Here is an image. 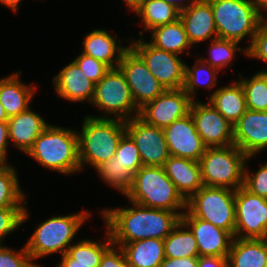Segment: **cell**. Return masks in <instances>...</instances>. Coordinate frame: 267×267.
I'll list each match as a JSON object with an SVG mask.
<instances>
[{
	"instance_id": "1",
	"label": "cell",
	"mask_w": 267,
	"mask_h": 267,
	"mask_svg": "<svg viewBox=\"0 0 267 267\" xmlns=\"http://www.w3.org/2000/svg\"><path fill=\"white\" fill-rule=\"evenodd\" d=\"M131 204V208L126 206L100 211L115 246L121 247L148 238L164 240L179 224L184 213L148 208L133 202Z\"/></svg>"
},
{
	"instance_id": "2",
	"label": "cell",
	"mask_w": 267,
	"mask_h": 267,
	"mask_svg": "<svg viewBox=\"0 0 267 267\" xmlns=\"http://www.w3.org/2000/svg\"><path fill=\"white\" fill-rule=\"evenodd\" d=\"M51 171L73 174L81 171L77 131L49 125L26 153Z\"/></svg>"
},
{
	"instance_id": "3",
	"label": "cell",
	"mask_w": 267,
	"mask_h": 267,
	"mask_svg": "<svg viewBox=\"0 0 267 267\" xmlns=\"http://www.w3.org/2000/svg\"><path fill=\"white\" fill-rule=\"evenodd\" d=\"M83 120L82 131H77L81 171L87 164L95 168L101 162L110 160L126 133L125 121L121 119L87 115Z\"/></svg>"
},
{
	"instance_id": "4",
	"label": "cell",
	"mask_w": 267,
	"mask_h": 267,
	"mask_svg": "<svg viewBox=\"0 0 267 267\" xmlns=\"http://www.w3.org/2000/svg\"><path fill=\"white\" fill-rule=\"evenodd\" d=\"M126 197L131 202L148 208L172 212L187 209V201L162 166H142L134 174V183Z\"/></svg>"
},
{
	"instance_id": "5",
	"label": "cell",
	"mask_w": 267,
	"mask_h": 267,
	"mask_svg": "<svg viewBox=\"0 0 267 267\" xmlns=\"http://www.w3.org/2000/svg\"><path fill=\"white\" fill-rule=\"evenodd\" d=\"M90 215L89 211L83 210L77 214L54 216L40 223L25 244L32 262L53 253L59 252L61 256L66 253Z\"/></svg>"
},
{
	"instance_id": "6",
	"label": "cell",
	"mask_w": 267,
	"mask_h": 267,
	"mask_svg": "<svg viewBox=\"0 0 267 267\" xmlns=\"http://www.w3.org/2000/svg\"><path fill=\"white\" fill-rule=\"evenodd\" d=\"M247 156L234 144L227 147L206 148L199 160L204 186L237 190L244 184Z\"/></svg>"
},
{
	"instance_id": "7",
	"label": "cell",
	"mask_w": 267,
	"mask_h": 267,
	"mask_svg": "<svg viewBox=\"0 0 267 267\" xmlns=\"http://www.w3.org/2000/svg\"><path fill=\"white\" fill-rule=\"evenodd\" d=\"M219 38L241 42L247 35L250 44L263 17L251 0H208Z\"/></svg>"
},
{
	"instance_id": "8",
	"label": "cell",
	"mask_w": 267,
	"mask_h": 267,
	"mask_svg": "<svg viewBox=\"0 0 267 267\" xmlns=\"http://www.w3.org/2000/svg\"><path fill=\"white\" fill-rule=\"evenodd\" d=\"M91 105L96 106L100 111H104L103 116L89 115L93 118L109 119L113 114L114 117L112 118L126 121L139 115V109L136 107L127 80L118 67L111 68L95 84Z\"/></svg>"
},
{
	"instance_id": "9",
	"label": "cell",
	"mask_w": 267,
	"mask_h": 267,
	"mask_svg": "<svg viewBox=\"0 0 267 267\" xmlns=\"http://www.w3.org/2000/svg\"><path fill=\"white\" fill-rule=\"evenodd\" d=\"M187 210L194 217L208 221L234 237L235 190L203 186L187 201Z\"/></svg>"
},
{
	"instance_id": "10",
	"label": "cell",
	"mask_w": 267,
	"mask_h": 267,
	"mask_svg": "<svg viewBox=\"0 0 267 267\" xmlns=\"http://www.w3.org/2000/svg\"><path fill=\"white\" fill-rule=\"evenodd\" d=\"M141 36V37H140ZM132 40L130 47L143 59L148 70L165 89H183L185 81V62L174 53L158 49L142 38Z\"/></svg>"
},
{
	"instance_id": "11",
	"label": "cell",
	"mask_w": 267,
	"mask_h": 267,
	"mask_svg": "<svg viewBox=\"0 0 267 267\" xmlns=\"http://www.w3.org/2000/svg\"><path fill=\"white\" fill-rule=\"evenodd\" d=\"M234 238L267 239V199L243 186L235 191Z\"/></svg>"
},
{
	"instance_id": "12",
	"label": "cell",
	"mask_w": 267,
	"mask_h": 267,
	"mask_svg": "<svg viewBox=\"0 0 267 267\" xmlns=\"http://www.w3.org/2000/svg\"><path fill=\"white\" fill-rule=\"evenodd\" d=\"M118 68L123 73L138 109L156 99L166 89L148 70L143 59L129 46Z\"/></svg>"
},
{
	"instance_id": "13",
	"label": "cell",
	"mask_w": 267,
	"mask_h": 267,
	"mask_svg": "<svg viewBox=\"0 0 267 267\" xmlns=\"http://www.w3.org/2000/svg\"><path fill=\"white\" fill-rule=\"evenodd\" d=\"M126 133L140 153L143 166H164L170 157L162 128L146 123L139 116L125 121Z\"/></svg>"
},
{
	"instance_id": "14",
	"label": "cell",
	"mask_w": 267,
	"mask_h": 267,
	"mask_svg": "<svg viewBox=\"0 0 267 267\" xmlns=\"http://www.w3.org/2000/svg\"><path fill=\"white\" fill-rule=\"evenodd\" d=\"M189 113L207 148L227 147L234 144V126L209 102L192 101Z\"/></svg>"
},
{
	"instance_id": "15",
	"label": "cell",
	"mask_w": 267,
	"mask_h": 267,
	"mask_svg": "<svg viewBox=\"0 0 267 267\" xmlns=\"http://www.w3.org/2000/svg\"><path fill=\"white\" fill-rule=\"evenodd\" d=\"M192 100L183 89H166L153 101L139 109L146 123L164 129L189 114Z\"/></svg>"
},
{
	"instance_id": "16",
	"label": "cell",
	"mask_w": 267,
	"mask_h": 267,
	"mask_svg": "<svg viewBox=\"0 0 267 267\" xmlns=\"http://www.w3.org/2000/svg\"><path fill=\"white\" fill-rule=\"evenodd\" d=\"M163 130L171 156L199 162L207 147L198 134L190 113L174 121Z\"/></svg>"
},
{
	"instance_id": "17",
	"label": "cell",
	"mask_w": 267,
	"mask_h": 267,
	"mask_svg": "<svg viewBox=\"0 0 267 267\" xmlns=\"http://www.w3.org/2000/svg\"><path fill=\"white\" fill-rule=\"evenodd\" d=\"M181 221L191 230L197 242L199 256L228 257L233 236L214 224L194 217L187 209Z\"/></svg>"
},
{
	"instance_id": "18",
	"label": "cell",
	"mask_w": 267,
	"mask_h": 267,
	"mask_svg": "<svg viewBox=\"0 0 267 267\" xmlns=\"http://www.w3.org/2000/svg\"><path fill=\"white\" fill-rule=\"evenodd\" d=\"M233 141L247 156L267 148V111L247 109L234 125Z\"/></svg>"
},
{
	"instance_id": "19",
	"label": "cell",
	"mask_w": 267,
	"mask_h": 267,
	"mask_svg": "<svg viewBox=\"0 0 267 267\" xmlns=\"http://www.w3.org/2000/svg\"><path fill=\"white\" fill-rule=\"evenodd\" d=\"M179 18L192 46L218 37L213 10L208 0H194L189 8L180 12Z\"/></svg>"
},
{
	"instance_id": "20",
	"label": "cell",
	"mask_w": 267,
	"mask_h": 267,
	"mask_svg": "<svg viewBox=\"0 0 267 267\" xmlns=\"http://www.w3.org/2000/svg\"><path fill=\"white\" fill-rule=\"evenodd\" d=\"M52 82L59 97L72 103L87 101L91 104L95 84L85 76L74 61L60 70Z\"/></svg>"
},
{
	"instance_id": "21",
	"label": "cell",
	"mask_w": 267,
	"mask_h": 267,
	"mask_svg": "<svg viewBox=\"0 0 267 267\" xmlns=\"http://www.w3.org/2000/svg\"><path fill=\"white\" fill-rule=\"evenodd\" d=\"M163 167L166 175L186 201L204 186L198 161L170 155Z\"/></svg>"
},
{
	"instance_id": "22",
	"label": "cell",
	"mask_w": 267,
	"mask_h": 267,
	"mask_svg": "<svg viewBox=\"0 0 267 267\" xmlns=\"http://www.w3.org/2000/svg\"><path fill=\"white\" fill-rule=\"evenodd\" d=\"M50 124L30 107L8 119L9 139L14 147L27 153L34 141Z\"/></svg>"
},
{
	"instance_id": "23",
	"label": "cell",
	"mask_w": 267,
	"mask_h": 267,
	"mask_svg": "<svg viewBox=\"0 0 267 267\" xmlns=\"http://www.w3.org/2000/svg\"><path fill=\"white\" fill-rule=\"evenodd\" d=\"M116 40V37L110 35L108 30L95 29L85 36L82 42V53L102 61L110 68H117L123 53L129 46H118L117 44H121V41Z\"/></svg>"
},
{
	"instance_id": "24",
	"label": "cell",
	"mask_w": 267,
	"mask_h": 267,
	"mask_svg": "<svg viewBox=\"0 0 267 267\" xmlns=\"http://www.w3.org/2000/svg\"><path fill=\"white\" fill-rule=\"evenodd\" d=\"M20 74L22 71L0 79V102L8 118L26 111L37 89L34 85L23 83L19 79Z\"/></svg>"
},
{
	"instance_id": "25",
	"label": "cell",
	"mask_w": 267,
	"mask_h": 267,
	"mask_svg": "<svg viewBox=\"0 0 267 267\" xmlns=\"http://www.w3.org/2000/svg\"><path fill=\"white\" fill-rule=\"evenodd\" d=\"M208 102L233 126L247 110L245 93L237 80L212 92Z\"/></svg>"
},
{
	"instance_id": "26",
	"label": "cell",
	"mask_w": 267,
	"mask_h": 267,
	"mask_svg": "<svg viewBox=\"0 0 267 267\" xmlns=\"http://www.w3.org/2000/svg\"><path fill=\"white\" fill-rule=\"evenodd\" d=\"M267 239L233 238L227 257L228 267H265Z\"/></svg>"
},
{
	"instance_id": "27",
	"label": "cell",
	"mask_w": 267,
	"mask_h": 267,
	"mask_svg": "<svg viewBox=\"0 0 267 267\" xmlns=\"http://www.w3.org/2000/svg\"><path fill=\"white\" fill-rule=\"evenodd\" d=\"M130 267H160L165 259L164 240L148 238L120 247Z\"/></svg>"
},
{
	"instance_id": "28",
	"label": "cell",
	"mask_w": 267,
	"mask_h": 267,
	"mask_svg": "<svg viewBox=\"0 0 267 267\" xmlns=\"http://www.w3.org/2000/svg\"><path fill=\"white\" fill-rule=\"evenodd\" d=\"M150 33L152 38L149 43L167 52L185 54V51L192 46L180 18L172 23L153 28Z\"/></svg>"
},
{
	"instance_id": "29",
	"label": "cell",
	"mask_w": 267,
	"mask_h": 267,
	"mask_svg": "<svg viewBox=\"0 0 267 267\" xmlns=\"http://www.w3.org/2000/svg\"><path fill=\"white\" fill-rule=\"evenodd\" d=\"M134 13L141 18L144 31L172 23L179 19L180 15L177 9L163 0H142Z\"/></svg>"
},
{
	"instance_id": "30",
	"label": "cell",
	"mask_w": 267,
	"mask_h": 267,
	"mask_svg": "<svg viewBox=\"0 0 267 267\" xmlns=\"http://www.w3.org/2000/svg\"><path fill=\"white\" fill-rule=\"evenodd\" d=\"M164 251L165 258L199 256L194 234L182 221L164 239Z\"/></svg>"
},
{
	"instance_id": "31",
	"label": "cell",
	"mask_w": 267,
	"mask_h": 267,
	"mask_svg": "<svg viewBox=\"0 0 267 267\" xmlns=\"http://www.w3.org/2000/svg\"><path fill=\"white\" fill-rule=\"evenodd\" d=\"M106 232L104 243L86 238L72 244L67 250L71 256V264L100 265L102 256L113 245L107 229Z\"/></svg>"
},
{
	"instance_id": "32",
	"label": "cell",
	"mask_w": 267,
	"mask_h": 267,
	"mask_svg": "<svg viewBox=\"0 0 267 267\" xmlns=\"http://www.w3.org/2000/svg\"><path fill=\"white\" fill-rule=\"evenodd\" d=\"M219 72L217 68L210 66L201 57H197L193 67L185 65L183 90L189 95L192 101H195L196 88L202 87V85L203 87L205 86L204 88H208V90L214 88Z\"/></svg>"
},
{
	"instance_id": "33",
	"label": "cell",
	"mask_w": 267,
	"mask_h": 267,
	"mask_svg": "<svg viewBox=\"0 0 267 267\" xmlns=\"http://www.w3.org/2000/svg\"><path fill=\"white\" fill-rule=\"evenodd\" d=\"M17 172L13 165H0V208L25 207L26 195L21 190ZM22 204V205H21Z\"/></svg>"
},
{
	"instance_id": "34",
	"label": "cell",
	"mask_w": 267,
	"mask_h": 267,
	"mask_svg": "<svg viewBox=\"0 0 267 267\" xmlns=\"http://www.w3.org/2000/svg\"><path fill=\"white\" fill-rule=\"evenodd\" d=\"M95 170L102 178L104 183L109 184L110 187L116 188L124 196H126L131 186L134 183V173L128 169H123V166L120 165L116 160H108L101 162L95 167Z\"/></svg>"
},
{
	"instance_id": "35",
	"label": "cell",
	"mask_w": 267,
	"mask_h": 267,
	"mask_svg": "<svg viewBox=\"0 0 267 267\" xmlns=\"http://www.w3.org/2000/svg\"><path fill=\"white\" fill-rule=\"evenodd\" d=\"M238 80L244 90L247 109L251 111H267V88L266 71L261 70L251 76V79L243 78Z\"/></svg>"
},
{
	"instance_id": "36",
	"label": "cell",
	"mask_w": 267,
	"mask_h": 267,
	"mask_svg": "<svg viewBox=\"0 0 267 267\" xmlns=\"http://www.w3.org/2000/svg\"><path fill=\"white\" fill-rule=\"evenodd\" d=\"M210 43L211 45L208 50L210 59L201 58L205 62L209 63L210 66L217 68L219 71H221V69H226L230 63L234 66L232 60L235 58V52L242 51L245 55H247V48H238L237 46L239 45V42L233 40L217 37L212 39Z\"/></svg>"
},
{
	"instance_id": "37",
	"label": "cell",
	"mask_w": 267,
	"mask_h": 267,
	"mask_svg": "<svg viewBox=\"0 0 267 267\" xmlns=\"http://www.w3.org/2000/svg\"><path fill=\"white\" fill-rule=\"evenodd\" d=\"M111 160H116L123 169H128L134 174L143 166L138 148L127 133L122 136Z\"/></svg>"
},
{
	"instance_id": "38",
	"label": "cell",
	"mask_w": 267,
	"mask_h": 267,
	"mask_svg": "<svg viewBox=\"0 0 267 267\" xmlns=\"http://www.w3.org/2000/svg\"><path fill=\"white\" fill-rule=\"evenodd\" d=\"M28 210L25 207L0 208V245L4 238L12 231L22 225L29 218Z\"/></svg>"
},
{
	"instance_id": "39",
	"label": "cell",
	"mask_w": 267,
	"mask_h": 267,
	"mask_svg": "<svg viewBox=\"0 0 267 267\" xmlns=\"http://www.w3.org/2000/svg\"><path fill=\"white\" fill-rule=\"evenodd\" d=\"M0 267H41L38 263L32 262L26 247L19 251L12 250L3 244L0 245Z\"/></svg>"
},
{
	"instance_id": "40",
	"label": "cell",
	"mask_w": 267,
	"mask_h": 267,
	"mask_svg": "<svg viewBox=\"0 0 267 267\" xmlns=\"http://www.w3.org/2000/svg\"><path fill=\"white\" fill-rule=\"evenodd\" d=\"M81 71L91 80L97 84L105 74L111 69L108 65L91 56L81 53L73 60Z\"/></svg>"
},
{
	"instance_id": "41",
	"label": "cell",
	"mask_w": 267,
	"mask_h": 267,
	"mask_svg": "<svg viewBox=\"0 0 267 267\" xmlns=\"http://www.w3.org/2000/svg\"><path fill=\"white\" fill-rule=\"evenodd\" d=\"M247 171L245 165L243 187L254 195L267 199V162L256 172Z\"/></svg>"
},
{
	"instance_id": "42",
	"label": "cell",
	"mask_w": 267,
	"mask_h": 267,
	"mask_svg": "<svg viewBox=\"0 0 267 267\" xmlns=\"http://www.w3.org/2000/svg\"><path fill=\"white\" fill-rule=\"evenodd\" d=\"M246 48V56L260 59L267 64V18L261 20L251 45ZM265 68L263 70L267 71V67Z\"/></svg>"
},
{
	"instance_id": "43",
	"label": "cell",
	"mask_w": 267,
	"mask_h": 267,
	"mask_svg": "<svg viewBox=\"0 0 267 267\" xmlns=\"http://www.w3.org/2000/svg\"><path fill=\"white\" fill-rule=\"evenodd\" d=\"M98 267H130L127 263L123 250L112 245L102 256Z\"/></svg>"
},
{
	"instance_id": "44",
	"label": "cell",
	"mask_w": 267,
	"mask_h": 267,
	"mask_svg": "<svg viewBox=\"0 0 267 267\" xmlns=\"http://www.w3.org/2000/svg\"><path fill=\"white\" fill-rule=\"evenodd\" d=\"M8 122H0V165L7 164V146L9 145Z\"/></svg>"
},
{
	"instance_id": "45",
	"label": "cell",
	"mask_w": 267,
	"mask_h": 267,
	"mask_svg": "<svg viewBox=\"0 0 267 267\" xmlns=\"http://www.w3.org/2000/svg\"><path fill=\"white\" fill-rule=\"evenodd\" d=\"M198 257L165 258L160 267H197Z\"/></svg>"
},
{
	"instance_id": "46",
	"label": "cell",
	"mask_w": 267,
	"mask_h": 267,
	"mask_svg": "<svg viewBox=\"0 0 267 267\" xmlns=\"http://www.w3.org/2000/svg\"><path fill=\"white\" fill-rule=\"evenodd\" d=\"M197 267H228L227 257L221 256H198Z\"/></svg>"
},
{
	"instance_id": "47",
	"label": "cell",
	"mask_w": 267,
	"mask_h": 267,
	"mask_svg": "<svg viewBox=\"0 0 267 267\" xmlns=\"http://www.w3.org/2000/svg\"><path fill=\"white\" fill-rule=\"evenodd\" d=\"M99 265L71 264V256L66 252L61 256V262L56 267H98Z\"/></svg>"
},
{
	"instance_id": "48",
	"label": "cell",
	"mask_w": 267,
	"mask_h": 267,
	"mask_svg": "<svg viewBox=\"0 0 267 267\" xmlns=\"http://www.w3.org/2000/svg\"><path fill=\"white\" fill-rule=\"evenodd\" d=\"M166 3L171 4L175 9H177L179 12L184 11L185 9L189 8L192 5V2L194 0H189V4H185L187 0H163ZM185 1V3H184Z\"/></svg>"
},
{
	"instance_id": "49",
	"label": "cell",
	"mask_w": 267,
	"mask_h": 267,
	"mask_svg": "<svg viewBox=\"0 0 267 267\" xmlns=\"http://www.w3.org/2000/svg\"><path fill=\"white\" fill-rule=\"evenodd\" d=\"M253 2V4L256 6V9L258 10L259 14L263 17V18H267V0H251ZM264 10L265 14L261 11Z\"/></svg>"
},
{
	"instance_id": "50",
	"label": "cell",
	"mask_w": 267,
	"mask_h": 267,
	"mask_svg": "<svg viewBox=\"0 0 267 267\" xmlns=\"http://www.w3.org/2000/svg\"><path fill=\"white\" fill-rule=\"evenodd\" d=\"M21 0H0V3L10 8L13 12H16L20 5Z\"/></svg>"
},
{
	"instance_id": "51",
	"label": "cell",
	"mask_w": 267,
	"mask_h": 267,
	"mask_svg": "<svg viewBox=\"0 0 267 267\" xmlns=\"http://www.w3.org/2000/svg\"><path fill=\"white\" fill-rule=\"evenodd\" d=\"M125 2L132 11H136L141 5L142 0H122L121 3Z\"/></svg>"
},
{
	"instance_id": "52",
	"label": "cell",
	"mask_w": 267,
	"mask_h": 267,
	"mask_svg": "<svg viewBox=\"0 0 267 267\" xmlns=\"http://www.w3.org/2000/svg\"><path fill=\"white\" fill-rule=\"evenodd\" d=\"M8 116L4 110V107L2 106L0 102V122H8Z\"/></svg>"
},
{
	"instance_id": "53",
	"label": "cell",
	"mask_w": 267,
	"mask_h": 267,
	"mask_svg": "<svg viewBox=\"0 0 267 267\" xmlns=\"http://www.w3.org/2000/svg\"><path fill=\"white\" fill-rule=\"evenodd\" d=\"M266 88H267V71H266Z\"/></svg>"
}]
</instances>
